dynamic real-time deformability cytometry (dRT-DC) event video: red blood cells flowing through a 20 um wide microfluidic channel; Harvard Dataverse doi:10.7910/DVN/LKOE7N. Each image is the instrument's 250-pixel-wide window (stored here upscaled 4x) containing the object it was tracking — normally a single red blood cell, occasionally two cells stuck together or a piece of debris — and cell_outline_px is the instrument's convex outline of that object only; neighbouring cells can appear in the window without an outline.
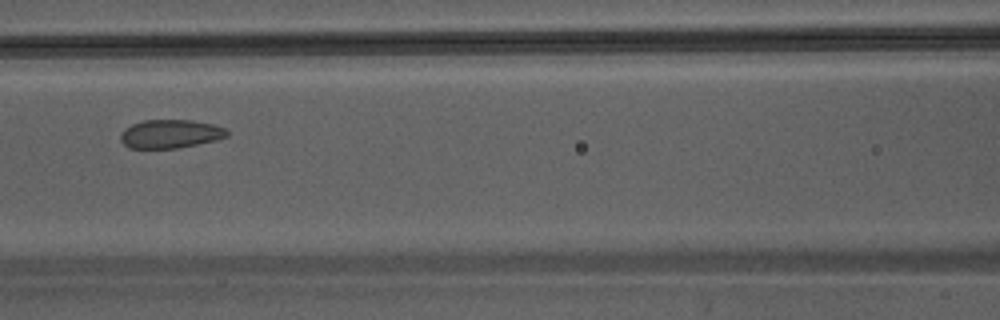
{"species": "Egyptian fruit bat (a non-hibernating species)", "species_latin": "Rousettus aegyptiacus", "temperature_condition": "warm", "stored_images_in_passage": 32, "camera_frame_rate_fps": 3000, "um_per_image_px": 0.085, "animal": {"sex": "male"}, "frame": {"image": 1, "passage_image": 8, "time_ms": 2.333, "image_size_px": [1000, 320], "cell_outline_px": [[228, 136], [216, 140], [176, 148], [128, 148], [120, 140], [120, 132], [124, 128], [132, 124], [144, 120], [192, 120], [212, 124], [224, 128], [228, 132]], "centroid_in_image_um": [14.44, 11.38], "position_along_channel_um": 152.2, "area_um2": 17.69}}
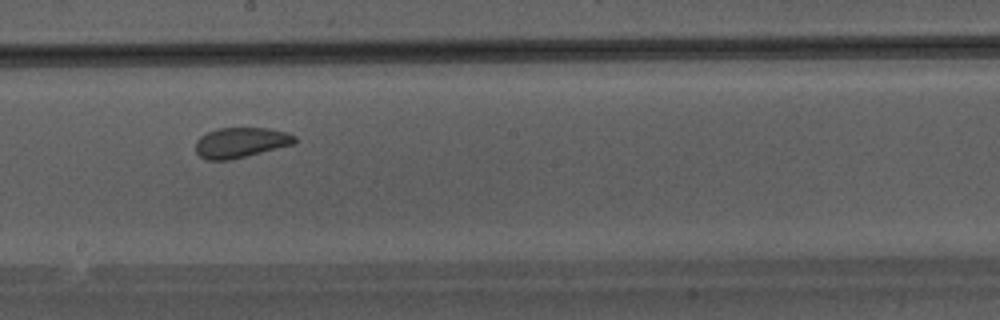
{"frame": {"image": 2, "passage_image": 13, "time_ms": 4.0, "image_size_px": [1000, 320], "cell_outline_px": [[296, 144], [232, 160], [208, 160], [200, 156], [196, 152], [196, 140], [200, 136], [208, 132], [220, 128], [268, 128], [284, 132], [296, 136]], "centroid_in_image_um": [20.48, 12.13], "position_along_channel_um": 227.7, "area_um2": 17.57}}
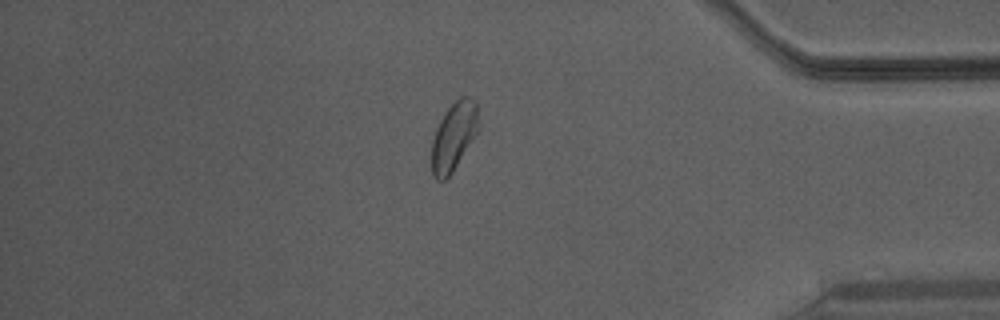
{"frame": {"image": 3, "passage_image": 26, "time_ms": 8.333, "image_size_px": [1000, 320], "cell_outline_px": [[480, 128], [452, 172], [444, 180], [436, 180], [432, 176], [432, 140], [436, 128], [444, 112], [460, 96], [468, 96], [476, 100], [480, 120]], "centroid_in_image_um": [38.6, 11.55], "position_along_channel_um": 396.6, "area_um2": 18.84}}